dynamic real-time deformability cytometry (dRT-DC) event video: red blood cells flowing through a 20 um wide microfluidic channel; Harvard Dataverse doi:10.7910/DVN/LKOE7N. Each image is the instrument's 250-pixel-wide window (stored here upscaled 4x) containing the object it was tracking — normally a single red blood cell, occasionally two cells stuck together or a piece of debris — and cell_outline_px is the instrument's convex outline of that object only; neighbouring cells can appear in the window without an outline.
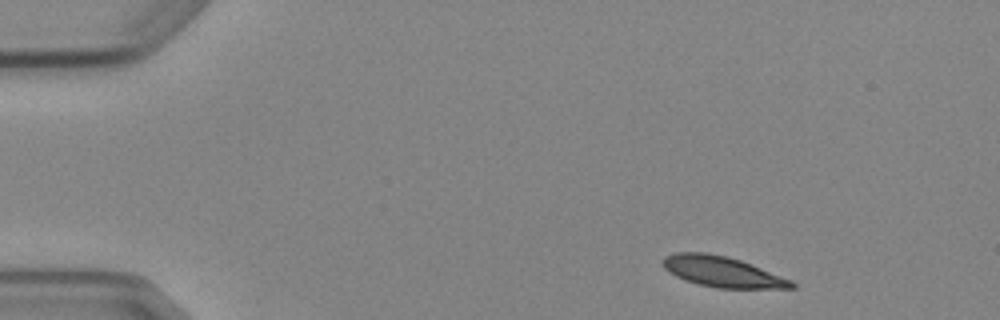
{"species": "Egyptian fruit bat (a non-hibernating species)", "species_latin": "Rousettus aegyptiacus", "temperature_condition": "cold", "stored_images_in_passage": 3, "camera_frame_rate_fps": 3000, "um_per_image_px": 0.085, "animal": {"sex": "female"}, "frame": {"image": 1, "passage_image": 1, "time_ms": 0.0, "image_size_px": [1000, 320], "cell_outline_px": [[796, 288], [716, 288], [700, 284], [676, 276], [668, 272], [664, 268], [664, 256], [676, 252], [704, 252], [728, 256], [740, 260], [792, 280], [796, 284]], "centroid_in_image_um": [61.4, 23.09], "position_along_channel_um": 23.6, "area_um2": 22.72}}